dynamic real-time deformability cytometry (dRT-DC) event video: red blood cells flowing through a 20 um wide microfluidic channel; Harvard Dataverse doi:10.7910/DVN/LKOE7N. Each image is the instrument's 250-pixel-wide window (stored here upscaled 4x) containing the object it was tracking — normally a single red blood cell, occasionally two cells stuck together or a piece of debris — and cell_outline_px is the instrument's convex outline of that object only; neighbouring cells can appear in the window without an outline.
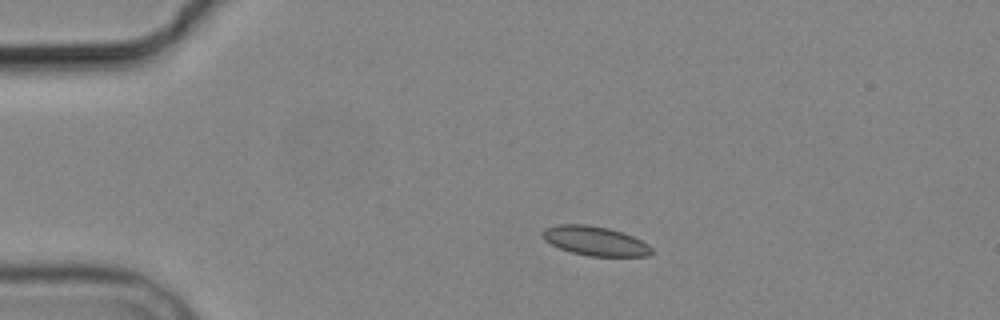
{"species": "common noctule bat (a hibernating species)", "species_latin": "Nyctalus noctula", "temperature_condition": "cold", "stored_images_in_passage": 3, "camera_frame_rate_fps": 3000, "um_per_image_px": 0.085, "animal": {"sex": "male", "body_mass_g": 19.2, "forearm_length_mm": 51.8}, "frame": {"image": 1, "passage_image": 2, "time_ms": 1.333, "image_size_px": [1000, 320], "cell_outline_px": [[656, 252], [648, 256], [588, 256], [572, 252], [560, 248], [544, 240], [540, 232], [544, 228], [560, 224], [584, 224], [608, 228], [632, 236], [648, 244]], "centroid_in_image_um": [50.58, 20.48], "position_along_channel_um": 34.4, "area_um2": 18.61}}